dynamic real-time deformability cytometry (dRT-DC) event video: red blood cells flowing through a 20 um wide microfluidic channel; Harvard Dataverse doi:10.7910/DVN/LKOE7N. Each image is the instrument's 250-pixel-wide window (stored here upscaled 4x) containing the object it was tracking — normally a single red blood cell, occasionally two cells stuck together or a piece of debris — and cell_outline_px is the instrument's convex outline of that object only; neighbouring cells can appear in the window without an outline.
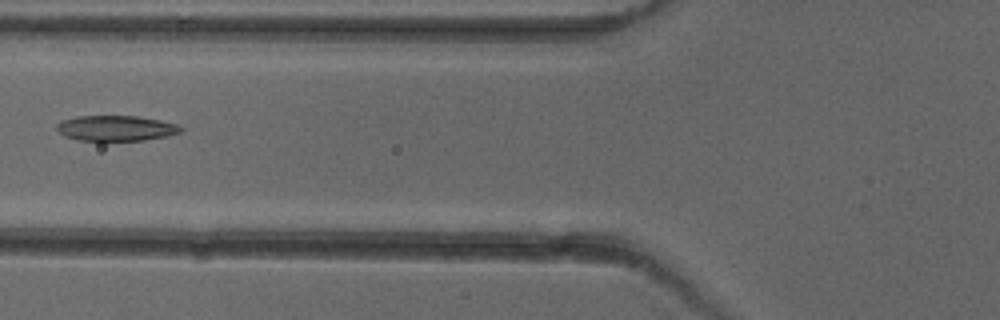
{"species": "common noctule bat (a hibernating species)", "species_latin": "Nyctalus noctula", "temperature_condition": "cold", "stored_images_in_passage": 6, "camera_frame_rate_fps": 3000, "um_per_image_px": 0.085, "animal": {"sex": "female"}, "frame": {"image": 1, "passage_image": 6, "time_ms": 6.333, "image_size_px": [1000, 320], "cell_outline_px": [[184, 128], [180, 132], [168, 136], [144, 140], [80, 140], [64, 136], [56, 128], [56, 124], [60, 120], [76, 116], [136, 116], [160, 120], [176, 124]], "centroid_in_image_um": [9.84, 10.89], "position_along_channel_um": 116.0, "area_um2": 18.32}}